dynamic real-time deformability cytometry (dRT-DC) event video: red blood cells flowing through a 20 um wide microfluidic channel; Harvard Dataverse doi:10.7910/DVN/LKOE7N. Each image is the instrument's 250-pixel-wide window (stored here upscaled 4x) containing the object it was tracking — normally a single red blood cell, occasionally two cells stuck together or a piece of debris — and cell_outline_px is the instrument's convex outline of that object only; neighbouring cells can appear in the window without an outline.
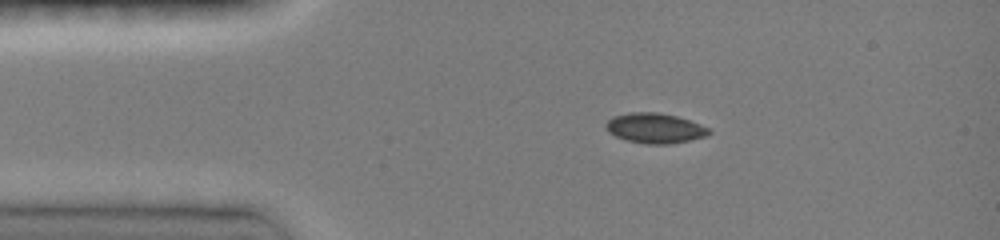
{"species": "common noctule bat (a hibernating species)", "species_latin": "Nyctalus noctula", "temperature_condition": "room temperature", "stored_images_in_passage": 25, "camera_frame_rate_fps": 3000, "um_per_image_px": 0.085, "animal": {"sex": "female", "body_mass_g": 19.0, "forearm_length_mm": 51.5}, "frame": {"image": 1, "passage_image": 1, "time_ms": 0.0, "image_size_px": [1000, 240], "cell_outline_px": [[712, 132], [708, 136], [668, 144], [644, 144], [628, 140], [616, 136], [608, 132], [604, 124], [612, 116], [632, 112], [660, 112], [676, 116], [700, 124], [708, 128]], "centroid_in_image_um": [55.65, 10.89], "position_along_channel_um": 29.3, "area_um2": 18.03}}
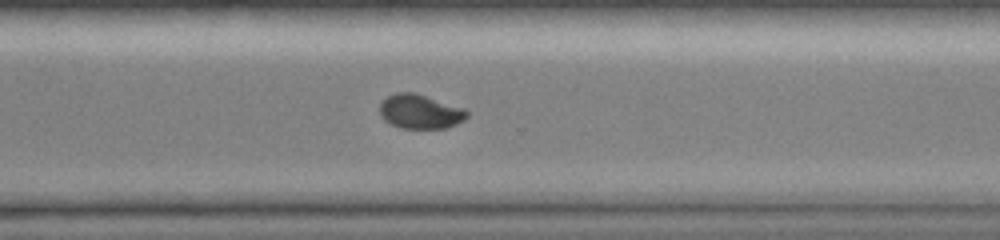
{"frame": {"image": 2, "passage_image": 17, "time_ms": 8.333, "image_size_px": [1000, 240], "cell_outline_px": [[468, 116], [464, 120], [448, 128], [400, 128], [388, 124], [380, 116], [380, 104], [388, 96], [396, 92], [416, 92], [464, 108], [468, 112]], "centroid_in_image_um": [35.7, 9.49], "position_along_channel_um": 334.9, "area_um2": 17.63}}
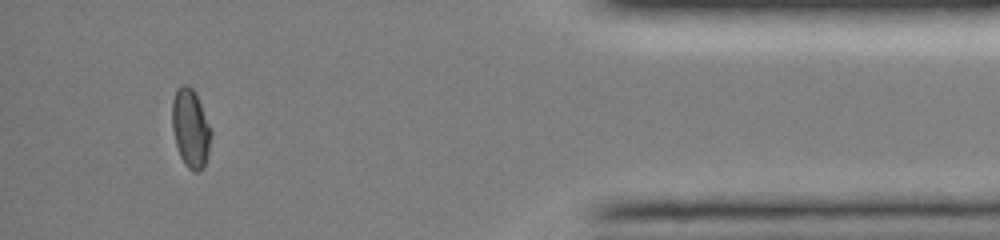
{"frame": {"image": 3, "passage_image": 23, "time_ms": 11.333, "image_size_px": [1000, 240], "cell_outline_px": [[212, 132], [208, 152], [204, 168], [200, 172], [192, 172], [184, 164], [180, 156], [176, 144], [172, 128], [172, 100], [176, 88], [180, 84], [188, 84], [196, 92]], "centroid_in_image_um": [16.19, 10.89], "position_along_channel_um": 419.0, "area_um2": 18.09}}